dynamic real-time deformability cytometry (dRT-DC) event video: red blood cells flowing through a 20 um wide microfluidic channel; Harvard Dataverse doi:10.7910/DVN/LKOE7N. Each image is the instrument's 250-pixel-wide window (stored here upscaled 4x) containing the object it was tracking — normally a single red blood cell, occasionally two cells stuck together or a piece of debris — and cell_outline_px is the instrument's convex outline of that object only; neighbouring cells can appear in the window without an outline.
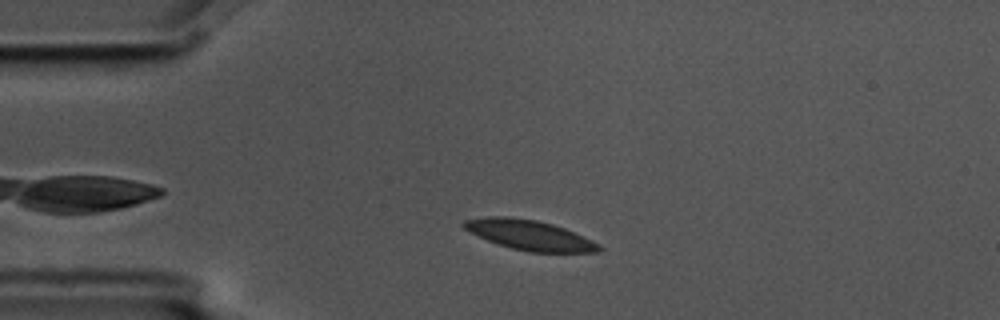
{"species": "common noctule bat (a hibernating species)", "species_latin": "Nyctalus noctula", "temperature_condition": "cold", "stored_images_in_passage": 2, "camera_frame_rate_fps": 3000, "um_per_image_px": 0.085, "animal": {"sex": "male", "body_mass_g": 17.5, "forearm_length_mm": 52.3}, "frame": {"image": 1, "passage_image": 1, "time_ms": 0.0, "image_size_px": [1000, 320], "cell_outline_px": [[604, 248], [600, 252], [528, 252], [512, 248], [488, 240], [464, 228], [460, 224], [464, 220], [488, 216], [508, 216], [536, 220], [552, 224], [564, 228], [592, 240], [600, 244]], "centroid_in_image_um": [45.04, 19.98], "position_along_channel_um": 40.0, "area_um2": 23.41}}